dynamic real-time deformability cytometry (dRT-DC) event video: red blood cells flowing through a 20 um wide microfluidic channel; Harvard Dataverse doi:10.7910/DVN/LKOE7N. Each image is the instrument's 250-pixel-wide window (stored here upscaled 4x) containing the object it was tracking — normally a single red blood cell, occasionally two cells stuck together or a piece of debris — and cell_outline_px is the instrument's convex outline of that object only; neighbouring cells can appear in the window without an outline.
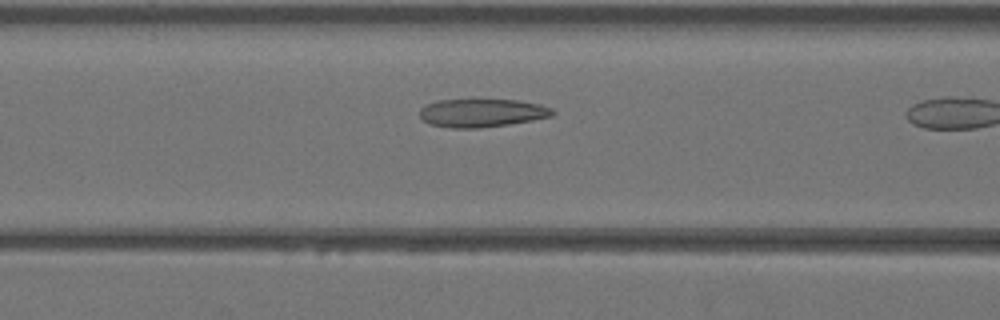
{"species": "Egyptian fruit bat (a non-hibernating species)", "species_latin": "Rousettus aegyptiacus", "temperature_condition": "warm", "stored_images_in_passage": 10, "camera_frame_rate_fps": 3000, "um_per_image_px": 0.085, "animal": {"sex": "female"}, "frame": {"image": 1, "passage_image": 9, "time_ms": 2.667, "image_size_px": [1000, 320], "cell_outline_px": [[556, 112], [552, 116], [532, 120], [508, 124], [480, 128], [452, 128], [428, 124], [420, 116], [420, 108], [436, 100], [516, 100], [540, 104], [552, 108]], "centroid_in_image_um": [40.96, 9.6], "position_along_channel_um": 125.6, "area_um2": 21.79}}